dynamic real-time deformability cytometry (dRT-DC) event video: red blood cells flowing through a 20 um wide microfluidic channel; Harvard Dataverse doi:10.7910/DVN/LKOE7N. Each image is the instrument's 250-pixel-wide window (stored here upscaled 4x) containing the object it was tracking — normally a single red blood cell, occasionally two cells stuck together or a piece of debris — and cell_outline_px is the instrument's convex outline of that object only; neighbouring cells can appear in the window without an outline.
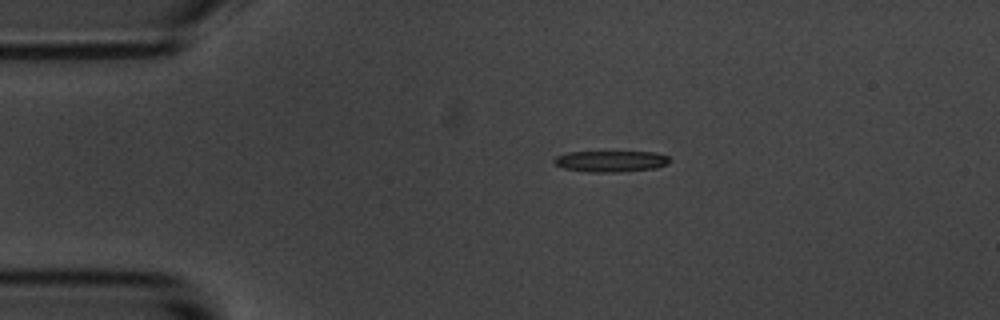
{"species": "common noctule bat (a hibernating species)", "species_latin": "Nyctalus noctula", "temperature_condition": "room temperature", "stored_images_in_passage": 6, "camera_frame_rate_fps": 3000, "um_per_image_px": 0.085, "animal": {"sex": "male", "body_mass_g": 20.1, "forearm_length_mm": 53.5}, "frame": {"image": 1, "passage_image": 3, "time_ms": 2.333, "image_size_px": [1000, 320], "cell_outline_px": [[672, 160], [668, 164], [656, 168], [620, 172], [588, 172], [564, 168], [556, 164], [552, 160], [556, 156], [568, 152], [656, 152], [668, 156]], "centroid_in_image_um": [51.96, 13.71], "position_along_channel_um": 33.0, "area_um2": 14.33}}
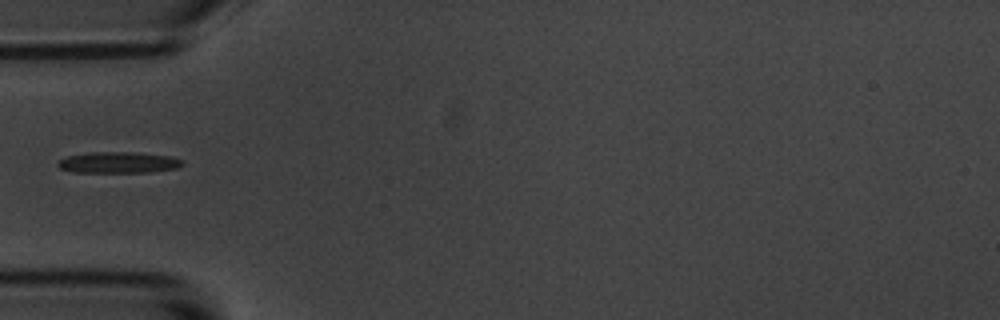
{"frame": {"image": 2, "passage_image": 5, "time_ms": 4.667, "image_size_px": [1000, 320], "cell_outline_px": [[184, 164], [176, 168], [148, 172], [72, 172], [60, 168], [56, 164], [60, 160], [68, 156], [92, 152], [132, 152], [168, 156], [184, 160]], "centroid_in_image_um": [10.06, 13.81], "position_along_channel_um": 74.9, "area_um2": 15.2}}